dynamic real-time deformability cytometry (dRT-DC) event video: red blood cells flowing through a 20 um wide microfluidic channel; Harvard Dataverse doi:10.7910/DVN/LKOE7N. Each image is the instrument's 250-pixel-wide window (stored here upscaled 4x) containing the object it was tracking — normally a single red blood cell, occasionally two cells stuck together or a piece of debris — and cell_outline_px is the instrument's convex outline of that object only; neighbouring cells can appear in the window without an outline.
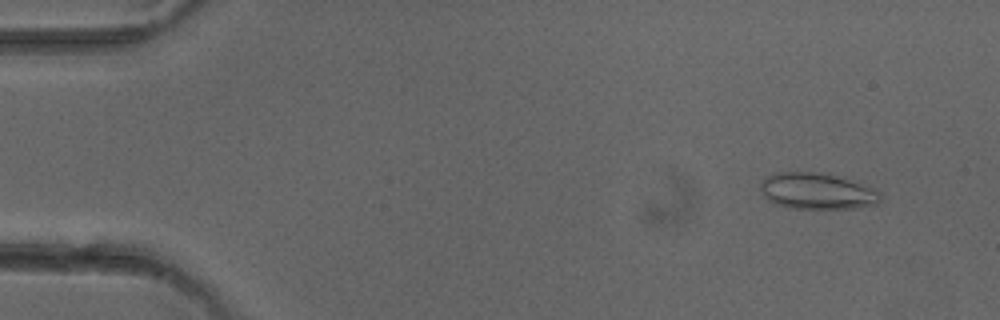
{"species": "common noctule bat (a hibernating species)", "species_latin": "Nyctalus noctula", "temperature_condition": "cold", "stored_images_in_passage": 50, "camera_frame_rate_fps": 3000, "um_per_image_px": 0.085, "animal": {"sex": "female"}, "frame": {"image": 1, "passage_image": 4, "time_ms": 1.0, "image_size_px": [1000, 320], "cell_outline_px": [[880, 200], [876, 204], [856, 208], [788, 208], [772, 204], [764, 196], [760, 188], [760, 180], [776, 172], [828, 172], [876, 188], [880, 192]], "centroid_in_image_um": [69.44, 16.23], "position_along_channel_um": 15.6, "area_um2": 25.84}}
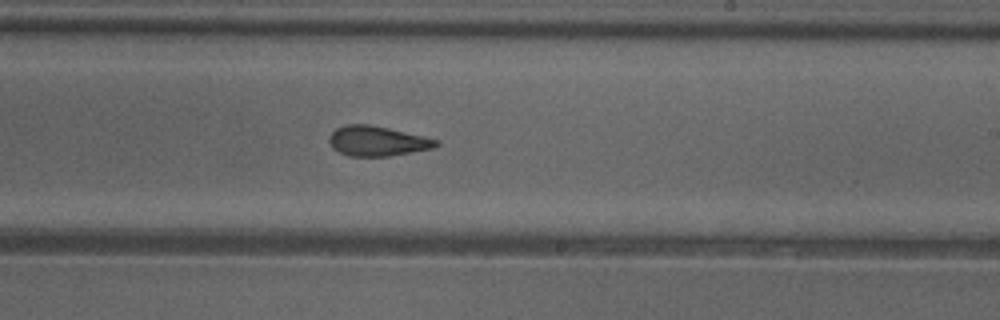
{"frame": {"image": 2, "passage_image": 30, "time_ms": 9.667, "image_size_px": [1000, 320], "cell_outline_px": [[440, 144], [432, 148], [388, 156], [348, 156], [332, 148], [328, 140], [328, 136], [336, 128], [344, 124], [368, 124], [388, 128], [424, 136], [440, 140]], "centroid_in_image_um": [32.04, 11.98], "position_along_channel_um": 257.0, "area_um2": 18.67}}
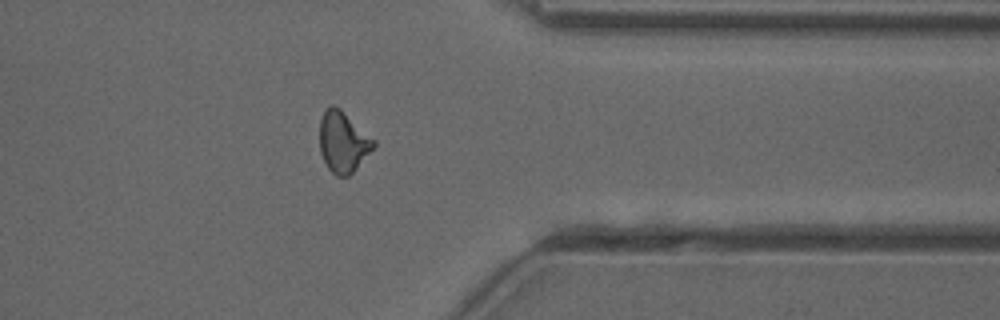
{"frame": {"image": 3, "passage_image": 40, "time_ms": 13.0, "image_size_px": [1000, 320], "cell_outline_px": [[376, 144], [356, 168], [348, 176], [336, 176], [328, 168], [320, 152], [320, 120], [324, 112], [332, 104], [340, 108], [376, 140]], "centroid_in_image_um": [29.16, 12.05], "position_along_channel_um": 382.2, "area_um2": 18.96}, "authors_computed_cell_mechanics": {"area_um2": 19.1029, "velocity_mm_per_s": 4.0617, "shape_relaxation_time_tau1_ms": 7.4589, "shape_relaxation_time_tau2_ms": 2.0569, "deformation_change_tau1": 0.1313, "deformation_change_tau2": 0.0896}}